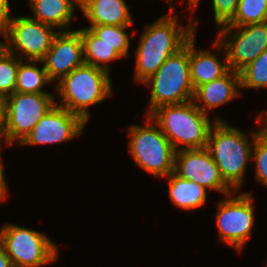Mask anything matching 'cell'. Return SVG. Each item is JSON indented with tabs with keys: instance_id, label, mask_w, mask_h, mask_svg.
I'll use <instances>...</instances> for the list:
<instances>
[{
	"instance_id": "cell-1",
	"label": "cell",
	"mask_w": 267,
	"mask_h": 267,
	"mask_svg": "<svg viewBox=\"0 0 267 267\" xmlns=\"http://www.w3.org/2000/svg\"><path fill=\"white\" fill-rule=\"evenodd\" d=\"M177 16L166 14L148 25L135 51V79L143 83L156 73L166 59L183 48L196 31V22L185 28L179 26ZM178 22V23H177Z\"/></svg>"
},
{
	"instance_id": "cell-2",
	"label": "cell",
	"mask_w": 267,
	"mask_h": 267,
	"mask_svg": "<svg viewBox=\"0 0 267 267\" xmlns=\"http://www.w3.org/2000/svg\"><path fill=\"white\" fill-rule=\"evenodd\" d=\"M149 116L156 121L176 152L206 148L211 127L215 121H221L216 118L211 123L209 116L192 100L159 106ZM181 144L184 146L181 147Z\"/></svg>"
},
{
	"instance_id": "cell-3",
	"label": "cell",
	"mask_w": 267,
	"mask_h": 267,
	"mask_svg": "<svg viewBox=\"0 0 267 267\" xmlns=\"http://www.w3.org/2000/svg\"><path fill=\"white\" fill-rule=\"evenodd\" d=\"M259 132L252 133L250 144L247 134L223 120L215 121L210 129L206 149L232 190L237 191L244 182L247 163L252 158V145Z\"/></svg>"
},
{
	"instance_id": "cell-4",
	"label": "cell",
	"mask_w": 267,
	"mask_h": 267,
	"mask_svg": "<svg viewBox=\"0 0 267 267\" xmlns=\"http://www.w3.org/2000/svg\"><path fill=\"white\" fill-rule=\"evenodd\" d=\"M111 84L106 70L84 63L58 81L56 89L62 99L59 106L79 115L87 123L89 106L110 97Z\"/></svg>"
},
{
	"instance_id": "cell-5",
	"label": "cell",
	"mask_w": 267,
	"mask_h": 267,
	"mask_svg": "<svg viewBox=\"0 0 267 267\" xmlns=\"http://www.w3.org/2000/svg\"><path fill=\"white\" fill-rule=\"evenodd\" d=\"M143 84L152 87L146 115L162 105L191 101L194 88L190 79L189 40L177 53L168 57Z\"/></svg>"
},
{
	"instance_id": "cell-6",
	"label": "cell",
	"mask_w": 267,
	"mask_h": 267,
	"mask_svg": "<svg viewBox=\"0 0 267 267\" xmlns=\"http://www.w3.org/2000/svg\"><path fill=\"white\" fill-rule=\"evenodd\" d=\"M147 125L129 127L128 149L134 161L153 176L166 177L174 172L175 149L149 115Z\"/></svg>"
},
{
	"instance_id": "cell-7",
	"label": "cell",
	"mask_w": 267,
	"mask_h": 267,
	"mask_svg": "<svg viewBox=\"0 0 267 267\" xmlns=\"http://www.w3.org/2000/svg\"><path fill=\"white\" fill-rule=\"evenodd\" d=\"M56 104L52 93L14 92L4 99L2 136L6 146L25 139L37 122Z\"/></svg>"
},
{
	"instance_id": "cell-8",
	"label": "cell",
	"mask_w": 267,
	"mask_h": 267,
	"mask_svg": "<svg viewBox=\"0 0 267 267\" xmlns=\"http://www.w3.org/2000/svg\"><path fill=\"white\" fill-rule=\"evenodd\" d=\"M0 241L14 267H39L58 257V247L47 235L14 224L0 229Z\"/></svg>"
},
{
	"instance_id": "cell-9",
	"label": "cell",
	"mask_w": 267,
	"mask_h": 267,
	"mask_svg": "<svg viewBox=\"0 0 267 267\" xmlns=\"http://www.w3.org/2000/svg\"><path fill=\"white\" fill-rule=\"evenodd\" d=\"M54 27L29 16L10 17L0 26V35L6 40L4 49L18 57L19 51L29 60L41 61L50 49ZM13 45V46H12Z\"/></svg>"
},
{
	"instance_id": "cell-10",
	"label": "cell",
	"mask_w": 267,
	"mask_h": 267,
	"mask_svg": "<svg viewBox=\"0 0 267 267\" xmlns=\"http://www.w3.org/2000/svg\"><path fill=\"white\" fill-rule=\"evenodd\" d=\"M234 29H238L236 34L227 39L228 33ZM218 32L213 45L218 51L225 48L228 66L233 71L239 72L267 49V21L245 26H221Z\"/></svg>"
},
{
	"instance_id": "cell-11",
	"label": "cell",
	"mask_w": 267,
	"mask_h": 267,
	"mask_svg": "<svg viewBox=\"0 0 267 267\" xmlns=\"http://www.w3.org/2000/svg\"><path fill=\"white\" fill-rule=\"evenodd\" d=\"M232 194L218 203L216 223L220 240L239 252L250 238L254 224L253 199L248 192L234 197Z\"/></svg>"
},
{
	"instance_id": "cell-12",
	"label": "cell",
	"mask_w": 267,
	"mask_h": 267,
	"mask_svg": "<svg viewBox=\"0 0 267 267\" xmlns=\"http://www.w3.org/2000/svg\"><path fill=\"white\" fill-rule=\"evenodd\" d=\"M86 122L77 114L56 104L37 122L20 143L36 145L61 143L81 135Z\"/></svg>"
},
{
	"instance_id": "cell-13",
	"label": "cell",
	"mask_w": 267,
	"mask_h": 267,
	"mask_svg": "<svg viewBox=\"0 0 267 267\" xmlns=\"http://www.w3.org/2000/svg\"><path fill=\"white\" fill-rule=\"evenodd\" d=\"M174 173L206 189L219 191L226 197L233 192L224 182L218 166L206 148L177 151Z\"/></svg>"
},
{
	"instance_id": "cell-14",
	"label": "cell",
	"mask_w": 267,
	"mask_h": 267,
	"mask_svg": "<svg viewBox=\"0 0 267 267\" xmlns=\"http://www.w3.org/2000/svg\"><path fill=\"white\" fill-rule=\"evenodd\" d=\"M65 30V31H64ZM59 31L52 40L50 49L41 61L50 81L71 73L84 62L83 41L77 30L64 29Z\"/></svg>"
},
{
	"instance_id": "cell-15",
	"label": "cell",
	"mask_w": 267,
	"mask_h": 267,
	"mask_svg": "<svg viewBox=\"0 0 267 267\" xmlns=\"http://www.w3.org/2000/svg\"><path fill=\"white\" fill-rule=\"evenodd\" d=\"M239 88V72L230 69L224 76L196 87L192 101L203 113L207 114V110L215 109L239 96Z\"/></svg>"
},
{
	"instance_id": "cell-16",
	"label": "cell",
	"mask_w": 267,
	"mask_h": 267,
	"mask_svg": "<svg viewBox=\"0 0 267 267\" xmlns=\"http://www.w3.org/2000/svg\"><path fill=\"white\" fill-rule=\"evenodd\" d=\"M85 17L95 25L131 26L133 19L124 0H80Z\"/></svg>"
},
{
	"instance_id": "cell-17",
	"label": "cell",
	"mask_w": 267,
	"mask_h": 267,
	"mask_svg": "<svg viewBox=\"0 0 267 267\" xmlns=\"http://www.w3.org/2000/svg\"><path fill=\"white\" fill-rule=\"evenodd\" d=\"M195 34L189 39L190 79L193 88L224 76L229 70L226 53L221 63L213 52L195 50Z\"/></svg>"
},
{
	"instance_id": "cell-18",
	"label": "cell",
	"mask_w": 267,
	"mask_h": 267,
	"mask_svg": "<svg viewBox=\"0 0 267 267\" xmlns=\"http://www.w3.org/2000/svg\"><path fill=\"white\" fill-rule=\"evenodd\" d=\"M31 5L32 19L57 27L60 31L69 26L80 0H27Z\"/></svg>"
},
{
	"instance_id": "cell-19",
	"label": "cell",
	"mask_w": 267,
	"mask_h": 267,
	"mask_svg": "<svg viewBox=\"0 0 267 267\" xmlns=\"http://www.w3.org/2000/svg\"><path fill=\"white\" fill-rule=\"evenodd\" d=\"M166 177L169 178V196L176 206L185 210H193L205 204L207 199L205 187L194 181L183 179L174 172Z\"/></svg>"
},
{
	"instance_id": "cell-20",
	"label": "cell",
	"mask_w": 267,
	"mask_h": 267,
	"mask_svg": "<svg viewBox=\"0 0 267 267\" xmlns=\"http://www.w3.org/2000/svg\"><path fill=\"white\" fill-rule=\"evenodd\" d=\"M76 30L80 33L83 41L84 62L109 73L107 63L122 58V56L112 46L99 39L89 28Z\"/></svg>"
},
{
	"instance_id": "cell-21",
	"label": "cell",
	"mask_w": 267,
	"mask_h": 267,
	"mask_svg": "<svg viewBox=\"0 0 267 267\" xmlns=\"http://www.w3.org/2000/svg\"><path fill=\"white\" fill-rule=\"evenodd\" d=\"M26 62H29L26 64ZM26 62L21 61L17 71V81L15 92L20 93H47L42 90V86L50 83L44 66L40 69L33 65L32 60ZM25 63V64H23Z\"/></svg>"
},
{
	"instance_id": "cell-22",
	"label": "cell",
	"mask_w": 267,
	"mask_h": 267,
	"mask_svg": "<svg viewBox=\"0 0 267 267\" xmlns=\"http://www.w3.org/2000/svg\"><path fill=\"white\" fill-rule=\"evenodd\" d=\"M267 21V0H239L234 18L223 26H245Z\"/></svg>"
},
{
	"instance_id": "cell-23",
	"label": "cell",
	"mask_w": 267,
	"mask_h": 267,
	"mask_svg": "<svg viewBox=\"0 0 267 267\" xmlns=\"http://www.w3.org/2000/svg\"><path fill=\"white\" fill-rule=\"evenodd\" d=\"M130 26L95 25L89 28L99 39L112 46L122 57H128L129 35L125 32Z\"/></svg>"
},
{
	"instance_id": "cell-24",
	"label": "cell",
	"mask_w": 267,
	"mask_h": 267,
	"mask_svg": "<svg viewBox=\"0 0 267 267\" xmlns=\"http://www.w3.org/2000/svg\"><path fill=\"white\" fill-rule=\"evenodd\" d=\"M240 88H267V49L239 71Z\"/></svg>"
},
{
	"instance_id": "cell-25",
	"label": "cell",
	"mask_w": 267,
	"mask_h": 267,
	"mask_svg": "<svg viewBox=\"0 0 267 267\" xmlns=\"http://www.w3.org/2000/svg\"><path fill=\"white\" fill-rule=\"evenodd\" d=\"M9 53L4 48L0 51V97L5 99L15 92L17 71L22 56Z\"/></svg>"
},
{
	"instance_id": "cell-26",
	"label": "cell",
	"mask_w": 267,
	"mask_h": 267,
	"mask_svg": "<svg viewBox=\"0 0 267 267\" xmlns=\"http://www.w3.org/2000/svg\"><path fill=\"white\" fill-rule=\"evenodd\" d=\"M252 158L256 162V179L267 187V139L259 132L253 142Z\"/></svg>"
},
{
	"instance_id": "cell-27",
	"label": "cell",
	"mask_w": 267,
	"mask_h": 267,
	"mask_svg": "<svg viewBox=\"0 0 267 267\" xmlns=\"http://www.w3.org/2000/svg\"><path fill=\"white\" fill-rule=\"evenodd\" d=\"M198 2L199 0L190 7L192 11L196 8ZM212 4L215 22L221 27L228 24L234 18L239 0H212Z\"/></svg>"
},
{
	"instance_id": "cell-28",
	"label": "cell",
	"mask_w": 267,
	"mask_h": 267,
	"mask_svg": "<svg viewBox=\"0 0 267 267\" xmlns=\"http://www.w3.org/2000/svg\"><path fill=\"white\" fill-rule=\"evenodd\" d=\"M1 150H2V147H1V143H0V201H3L4 199H6L7 197V192H8V189H7V185H6V180H5V176H4V170H3V164H2V161H1Z\"/></svg>"
},
{
	"instance_id": "cell-29",
	"label": "cell",
	"mask_w": 267,
	"mask_h": 267,
	"mask_svg": "<svg viewBox=\"0 0 267 267\" xmlns=\"http://www.w3.org/2000/svg\"><path fill=\"white\" fill-rule=\"evenodd\" d=\"M9 11V0H0V26L10 18Z\"/></svg>"
},
{
	"instance_id": "cell-30",
	"label": "cell",
	"mask_w": 267,
	"mask_h": 267,
	"mask_svg": "<svg viewBox=\"0 0 267 267\" xmlns=\"http://www.w3.org/2000/svg\"><path fill=\"white\" fill-rule=\"evenodd\" d=\"M0 267H14L10 258L7 256L1 241H0Z\"/></svg>"
},
{
	"instance_id": "cell-31",
	"label": "cell",
	"mask_w": 267,
	"mask_h": 267,
	"mask_svg": "<svg viewBox=\"0 0 267 267\" xmlns=\"http://www.w3.org/2000/svg\"><path fill=\"white\" fill-rule=\"evenodd\" d=\"M4 127V99L0 97V137Z\"/></svg>"
},
{
	"instance_id": "cell-32",
	"label": "cell",
	"mask_w": 267,
	"mask_h": 267,
	"mask_svg": "<svg viewBox=\"0 0 267 267\" xmlns=\"http://www.w3.org/2000/svg\"><path fill=\"white\" fill-rule=\"evenodd\" d=\"M265 120L264 123L262 122L261 124L263 125V128L260 129V133L267 139V116L264 114Z\"/></svg>"
},
{
	"instance_id": "cell-33",
	"label": "cell",
	"mask_w": 267,
	"mask_h": 267,
	"mask_svg": "<svg viewBox=\"0 0 267 267\" xmlns=\"http://www.w3.org/2000/svg\"><path fill=\"white\" fill-rule=\"evenodd\" d=\"M170 1L172 2V0H170ZM196 1L197 0H189V3H188L190 5L189 7H191Z\"/></svg>"
},
{
	"instance_id": "cell-34",
	"label": "cell",
	"mask_w": 267,
	"mask_h": 267,
	"mask_svg": "<svg viewBox=\"0 0 267 267\" xmlns=\"http://www.w3.org/2000/svg\"><path fill=\"white\" fill-rule=\"evenodd\" d=\"M165 1L168 2V3H170V5H169V6H170V11H171L172 9H174L173 6H172V2H171L170 0H165Z\"/></svg>"
},
{
	"instance_id": "cell-35",
	"label": "cell",
	"mask_w": 267,
	"mask_h": 267,
	"mask_svg": "<svg viewBox=\"0 0 267 267\" xmlns=\"http://www.w3.org/2000/svg\"><path fill=\"white\" fill-rule=\"evenodd\" d=\"M4 48V45L2 42H0V51Z\"/></svg>"
}]
</instances>
